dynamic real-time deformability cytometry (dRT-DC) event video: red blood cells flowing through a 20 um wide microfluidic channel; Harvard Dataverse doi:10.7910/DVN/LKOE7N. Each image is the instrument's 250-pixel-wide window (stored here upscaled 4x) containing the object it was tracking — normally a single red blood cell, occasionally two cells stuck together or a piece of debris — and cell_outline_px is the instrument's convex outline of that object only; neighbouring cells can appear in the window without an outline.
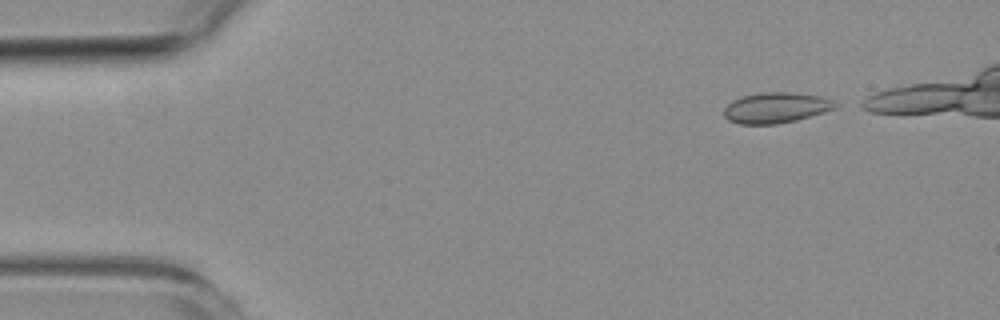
{"species": "common noctule bat (a hibernating species)", "species_latin": "Nyctalus noctula", "temperature_condition": "room temperature", "stored_images_in_passage": 4, "camera_frame_rate_fps": 3000, "um_per_image_px": 0.085, "animal": {"sex": "female", "body_mass_g": 19.3, "forearm_length_mm": 54.1}, "frame": {"image": 1, "passage_image": 1, "time_ms": 0.0, "image_size_px": [1000, 320], "cell_outline_px": [[840, 104], [836, 108], [796, 120], [776, 124], [740, 124], [728, 120], [724, 116], [724, 108], [732, 100], [740, 96], [760, 92], [792, 92], [820, 96], [832, 100]], "centroid_in_image_um": [65.94, 9.14], "position_along_channel_um": 19.1, "area_um2": 19.94}}